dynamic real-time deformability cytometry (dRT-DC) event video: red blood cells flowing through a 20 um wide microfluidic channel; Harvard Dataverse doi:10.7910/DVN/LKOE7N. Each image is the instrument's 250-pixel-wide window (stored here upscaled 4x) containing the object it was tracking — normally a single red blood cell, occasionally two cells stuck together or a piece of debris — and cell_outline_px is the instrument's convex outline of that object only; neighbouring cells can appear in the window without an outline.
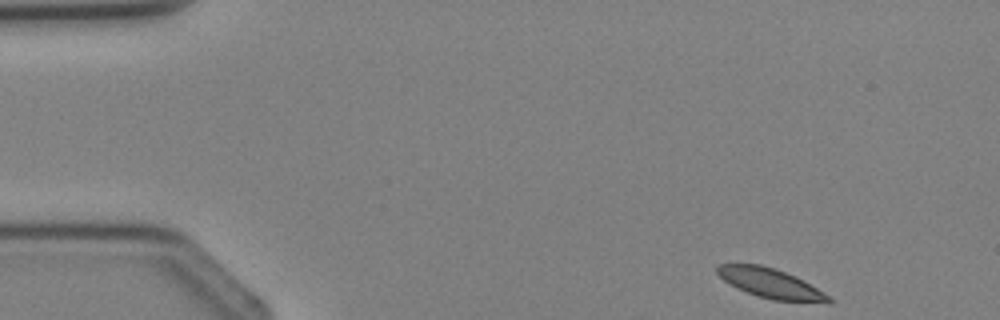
{"species": "Egyptian fruit bat (a non-hibernating species)", "species_latin": "Rousettus aegyptiacus", "temperature_condition": "cold", "stored_images_in_passage": 3, "camera_frame_rate_fps": 3000, "um_per_image_px": 0.085, "animal": {"sex": "female"}, "frame": {"image": 1, "passage_image": 1, "time_ms": 0.0, "image_size_px": [1000, 320], "cell_outline_px": [[832, 304], [828, 304], [772, 300], [756, 296], [736, 288], [724, 280], [716, 272], [716, 264], [760, 264], [784, 272], [832, 296]], "centroid_in_image_um": [65.52, 24.12], "position_along_channel_um": 19.5, "area_um2": 19.31}}
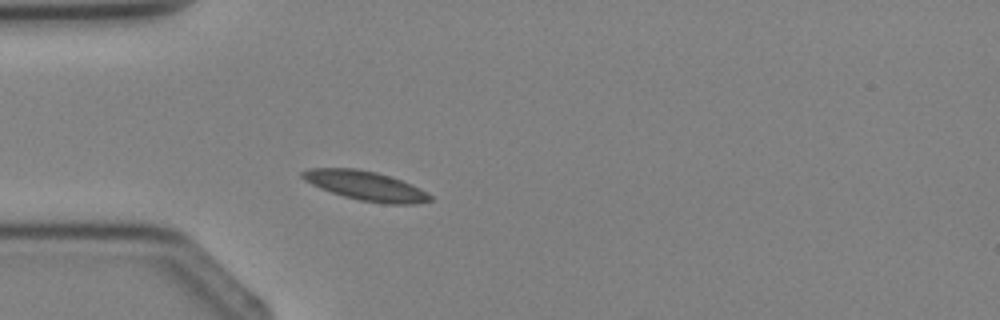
{"frame": {"image": 2, "passage_image": 3, "time_ms": 2.333, "image_size_px": [1000, 320], "cell_outline_px": [[432, 200], [416, 204], [384, 204], [360, 200], [344, 196], [320, 188], [304, 180], [300, 176], [300, 172], [308, 168], [356, 168], [376, 172], [392, 176], [412, 184], [428, 192], [432, 196]], "centroid_in_image_um": [31.1, 15.78], "position_along_channel_um": 53.9, "area_um2": 22.02}}